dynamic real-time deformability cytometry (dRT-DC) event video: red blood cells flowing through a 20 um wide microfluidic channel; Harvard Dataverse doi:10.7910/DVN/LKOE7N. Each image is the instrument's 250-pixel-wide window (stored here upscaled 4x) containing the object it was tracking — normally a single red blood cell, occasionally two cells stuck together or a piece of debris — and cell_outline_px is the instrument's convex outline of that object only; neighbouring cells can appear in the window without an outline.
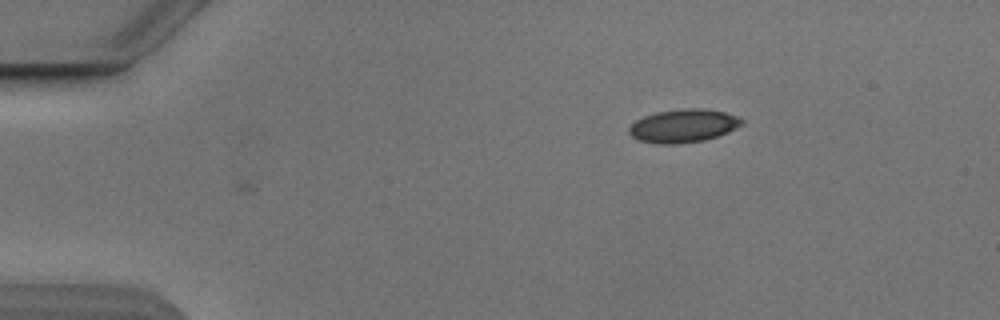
{"species": "Egyptian fruit bat (a non-hibernating species)", "species_latin": "Rousettus aegyptiacus", "temperature_condition": "cold", "stored_images_in_passage": 5, "camera_frame_rate_fps": 3000, "um_per_image_px": 0.085, "animal": {"sex": "male"}, "frame": {"image": 1, "passage_image": 5, "time_ms": 1.333, "image_size_px": [1000, 320], "cell_outline_px": [[744, 124], [728, 132], [704, 140], [672, 144], [660, 144], [640, 140], [632, 136], [628, 132], [628, 128], [636, 120], [644, 116], [656, 112], [684, 108], [700, 108], [724, 112], [736, 116], [744, 120]], "centroid_in_image_um": [58.09, 10.68], "position_along_channel_um": 26.9, "area_um2": 21.68}}